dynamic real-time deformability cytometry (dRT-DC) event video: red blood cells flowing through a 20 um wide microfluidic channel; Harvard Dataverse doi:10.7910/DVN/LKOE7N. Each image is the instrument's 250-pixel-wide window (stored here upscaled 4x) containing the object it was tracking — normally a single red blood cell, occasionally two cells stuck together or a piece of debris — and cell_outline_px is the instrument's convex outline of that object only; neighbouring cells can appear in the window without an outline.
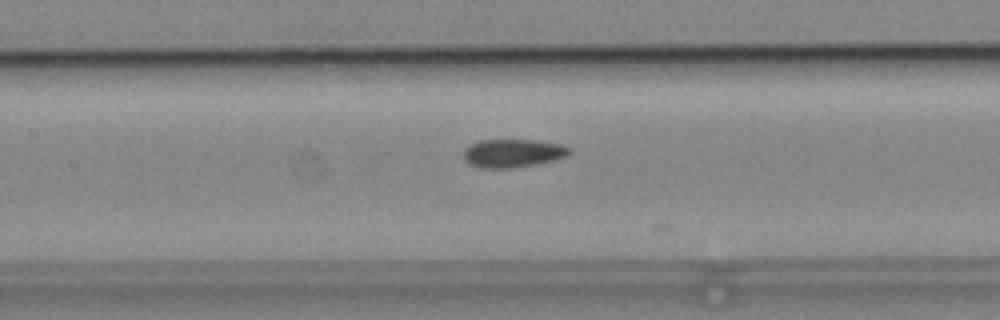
{"species": "common noctule bat (a hibernating species)", "species_latin": "Nyctalus noctula", "temperature_condition": "cold", "stored_images_in_passage": 12, "camera_frame_rate_fps": 3000, "um_per_image_px": 0.085, "animal": {"sex": "male", "body_mass_g": 19.2, "forearm_length_mm": 51.8}, "frame": {"image": 1, "passage_image": 10, "time_ms": 3.0, "image_size_px": [1000, 320], "cell_outline_px": [[572, 152], [568, 156], [536, 164], [512, 168], [480, 168], [468, 164], [464, 160], [464, 148], [480, 140], [536, 140], [560, 144], [572, 148]], "centroid_in_image_um": [43.59, 13.02], "position_along_channel_um": 163.8, "area_um2": 17.57}}